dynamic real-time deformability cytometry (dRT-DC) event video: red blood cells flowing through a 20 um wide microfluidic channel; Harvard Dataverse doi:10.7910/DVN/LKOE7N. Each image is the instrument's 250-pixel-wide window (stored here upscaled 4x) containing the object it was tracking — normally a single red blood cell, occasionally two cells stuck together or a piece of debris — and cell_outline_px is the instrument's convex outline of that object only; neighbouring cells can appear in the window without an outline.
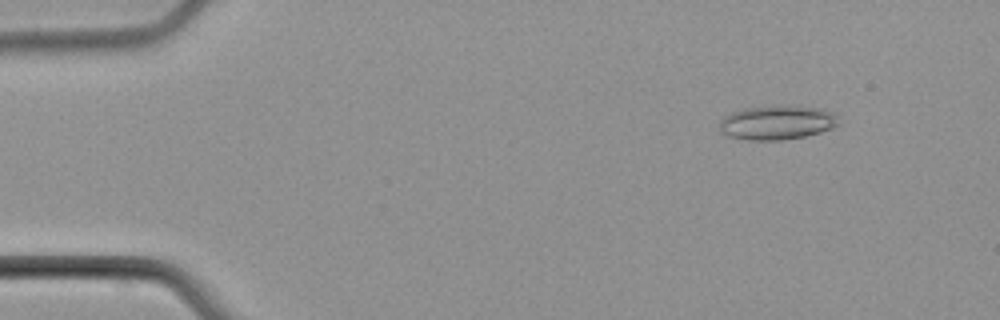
{"species": "common noctule bat (a hibernating species)", "species_latin": "Nyctalus noctula", "temperature_condition": "cold", "stored_images_in_passage": 5, "camera_frame_rate_fps": 3000, "um_per_image_px": 0.085, "animal": {"sex": "male", "body_mass_g": 21.5, "forearm_length_mm": 52.0}, "frame": {"image": 1, "passage_image": 2, "time_ms": 1.333, "image_size_px": [1000, 320], "cell_outline_px": [[840, 124], [832, 128], [820, 132], [804, 136], [780, 140], [748, 140], [728, 136], [720, 132], [720, 120], [724, 116], [732, 112], [744, 108], [816, 108], [832, 112], [836, 116]], "centroid_in_image_um": [66.01, 10.46], "position_along_channel_um": 19.0, "area_um2": 22.83}}
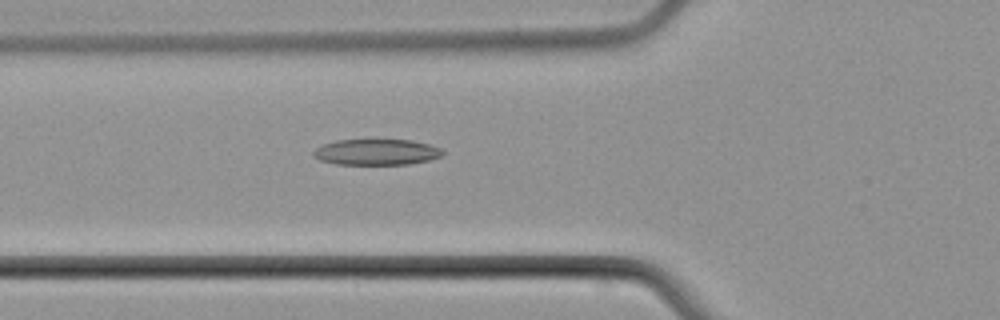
{"frame": {"image": 2, "passage_image": 5, "time_ms": 6.0, "image_size_px": [1000, 320], "cell_outline_px": [[444, 152], [440, 156], [428, 160], [408, 164], [336, 164], [320, 160], [312, 156], [312, 152], [316, 148], [324, 144], [336, 140], [412, 140], [428, 144], [440, 148]], "centroid_in_image_um": [31.97, 12.92], "position_along_channel_um": 93.8, "area_um2": 19.36}}